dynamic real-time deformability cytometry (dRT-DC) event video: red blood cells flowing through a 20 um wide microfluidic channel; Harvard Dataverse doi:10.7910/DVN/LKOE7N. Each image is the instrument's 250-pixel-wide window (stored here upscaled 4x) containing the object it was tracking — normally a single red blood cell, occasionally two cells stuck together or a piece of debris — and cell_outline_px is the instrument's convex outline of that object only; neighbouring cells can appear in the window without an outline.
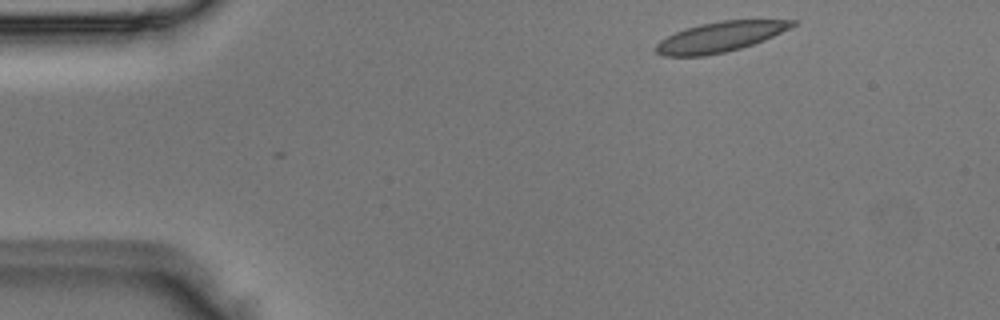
{"species": "Egyptian fruit bat (a non-hibernating species)", "species_latin": "Rousettus aegyptiacus", "temperature_condition": "room temperature", "stored_images_in_passage": 3, "segment_of_instrument_passage": [2, 2], "camera_frame_rate_fps": 3000, "um_per_image_px": 0.085, "animal": {"sex": "male"}, "frame": {"image": 1, "passage_image": 3, "time_ms": 0.667, "image_size_px": [1000, 320], "cell_outline_px": [[800, 20], [796, 24], [764, 40], [740, 48], [724, 52], [704, 56], [664, 56], [656, 52], [656, 44], [660, 40], [684, 28], [700, 24], [720, 20]], "centroid_in_image_um": [61.18, 3.13], "position_along_channel_um": 23.8, "area_um2": 23.7}}